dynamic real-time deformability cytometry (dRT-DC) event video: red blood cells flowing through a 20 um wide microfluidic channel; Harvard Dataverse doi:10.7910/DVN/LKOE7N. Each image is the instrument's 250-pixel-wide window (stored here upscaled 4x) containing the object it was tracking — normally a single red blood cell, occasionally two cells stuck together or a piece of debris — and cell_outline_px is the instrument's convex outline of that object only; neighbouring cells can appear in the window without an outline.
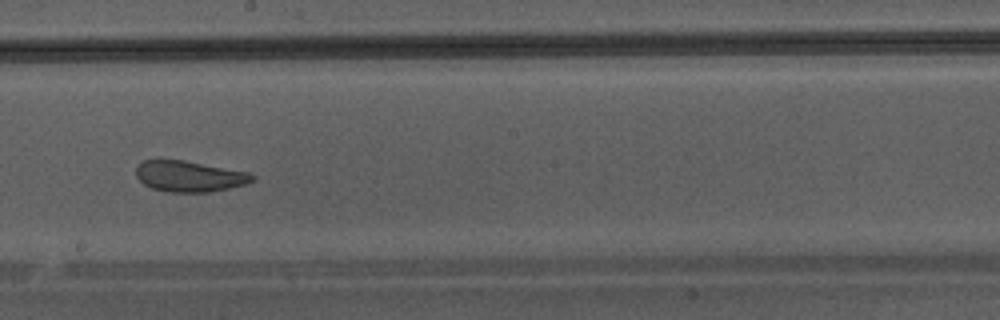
{"species": "Egyptian fruit bat (a non-hibernating species)", "species_latin": "Rousettus aegyptiacus", "temperature_condition": "warm", "stored_images_in_passage": 45, "camera_frame_rate_fps": 3000, "um_per_image_px": 0.085, "animal": {"sex": "male"}, "frame": {"image": 1, "passage_image": 26, "time_ms": 8.333, "image_size_px": [1000, 320], "cell_outline_px": [[256, 180], [244, 184], [228, 188], [208, 192], [168, 192], [152, 188], [144, 184], [136, 176], [136, 168], [144, 160], [184, 160], [248, 172], [256, 176]], "centroid_in_image_um": [16.11, 14.99], "position_along_channel_um": 232.1, "area_um2": 20.81}}